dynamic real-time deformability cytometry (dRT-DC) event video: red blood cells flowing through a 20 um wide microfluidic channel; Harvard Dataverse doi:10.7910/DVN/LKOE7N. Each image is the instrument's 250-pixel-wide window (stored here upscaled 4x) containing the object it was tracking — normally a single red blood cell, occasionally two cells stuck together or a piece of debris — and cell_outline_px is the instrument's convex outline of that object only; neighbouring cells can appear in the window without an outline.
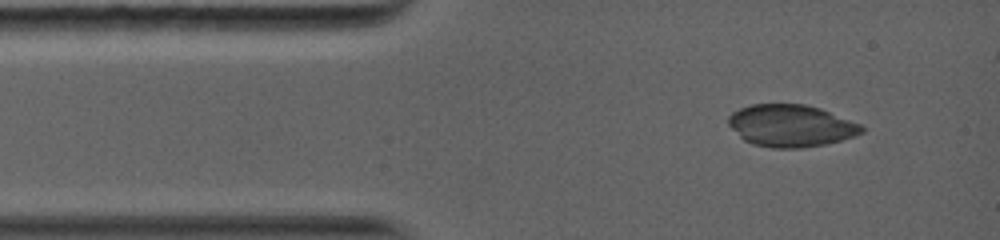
{"species": "common noctule bat (a hibernating species)", "species_latin": "Nyctalus noctula", "temperature_condition": "warm", "stored_images_in_passage": 11, "camera_frame_rate_fps": 5000, "um_per_image_px": 0.085, "animal": {"sex": "female", "body_mass_g": 19.0, "forearm_length_mm": 56.7}, "frame": {"image": 1, "passage_image": 1, "time_ms": 0.0, "image_size_px": [1000, 240], "cell_outline_px": [[864, 132], [840, 140], [824, 144], [800, 148], [772, 148], [752, 144], [744, 140], [728, 124], [728, 116], [732, 112], [740, 108], [752, 104], [804, 104], [820, 108], [860, 124], [864, 128]], "centroid_in_image_um": [67.2, 10.68], "position_along_channel_um": 17.8, "area_um2": 32.48}}